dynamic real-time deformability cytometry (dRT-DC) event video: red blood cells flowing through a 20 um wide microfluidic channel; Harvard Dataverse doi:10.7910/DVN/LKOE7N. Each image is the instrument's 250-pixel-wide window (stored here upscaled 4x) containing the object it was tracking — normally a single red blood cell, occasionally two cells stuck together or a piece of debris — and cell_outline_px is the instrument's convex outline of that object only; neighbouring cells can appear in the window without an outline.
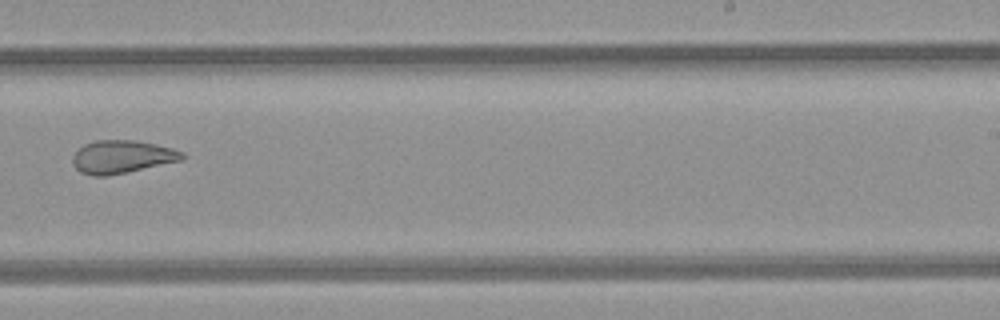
{"species": "common noctule bat (a hibernating species)", "species_latin": "Nyctalus noctula", "temperature_condition": "room temperature", "stored_images_in_passage": 10, "camera_frame_rate_fps": 3000, "um_per_image_px": 0.085, "animal": {"sex": "female", "body_mass_g": 21.9}, "frame": {"image": 1, "passage_image": 9, "time_ms": 10.0, "image_size_px": [1000, 320], "cell_outline_px": [[184, 156], [180, 160], [108, 176], [92, 176], [80, 172], [72, 164], [72, 156], [84, 144], [96, 140], [136, 140], [156, 144], [172, 148], [184, 152]], "centroid_in_image_um": [10.32, 13.32], "position_along_channel_um": 278.7, "area_um2": 20.92}}
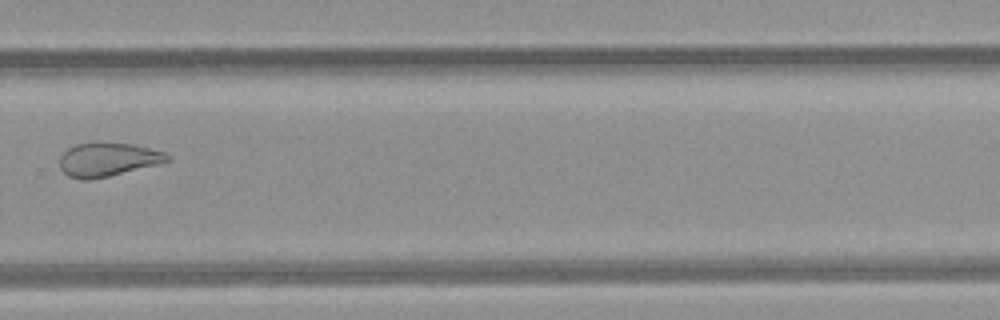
{"frame": {"image": 2, "passage_image": 10, "time_ms": 11.0, "image_size_px": [1000, 320], "cell_outline_px": [[172, 156], [168, 160], [156, 164], [92, 180], [80, 180], [68, 176], [60, 168], [60, 156], [68, 148], [76, 144], [92, 140], [132, 144], [164, 152]], "centroid_in_image_um": [9.1, 13.53], "position_along_channel_um": 320.7, "area_um2": 21.33}}